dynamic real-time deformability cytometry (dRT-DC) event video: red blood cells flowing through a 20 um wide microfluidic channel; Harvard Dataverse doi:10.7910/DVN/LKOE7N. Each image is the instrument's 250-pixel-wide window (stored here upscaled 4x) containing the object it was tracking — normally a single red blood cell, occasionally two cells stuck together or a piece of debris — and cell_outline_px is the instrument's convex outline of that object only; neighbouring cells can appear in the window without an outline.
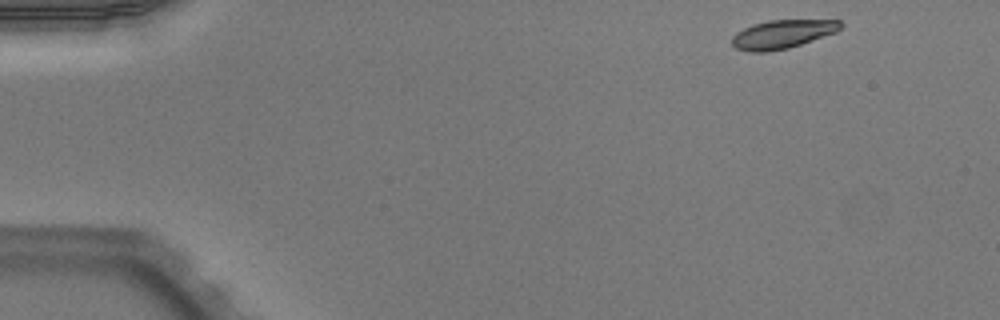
{"species": "Egyptian fruit bat (a non-hibernating species)", "species_latin": "Rousettus aegyptiacus", "temperature_condition": "warm", "stored_images_in_passage": 47, "camera_frame_rate_fps": 3000, "um_per_image_px": 0.085, "animal": {"sex": "male"}, "frame": {"image": 1, "passage_image": 1, "time_ms": 0.0, "image_size_px": [1000, 320], "cell_outline_px": [[844, 24], [836, 32], [788, 48], [768, 52], [748, 52], [736, 48], [732, 44], [732, 36], [736, 32], [752, 24], [768, 20], [840, 20]], "centroid_in_image_um": [66.48, 2.9], "position_along_channel_um": 18.5, "area_um2": 18.09}}
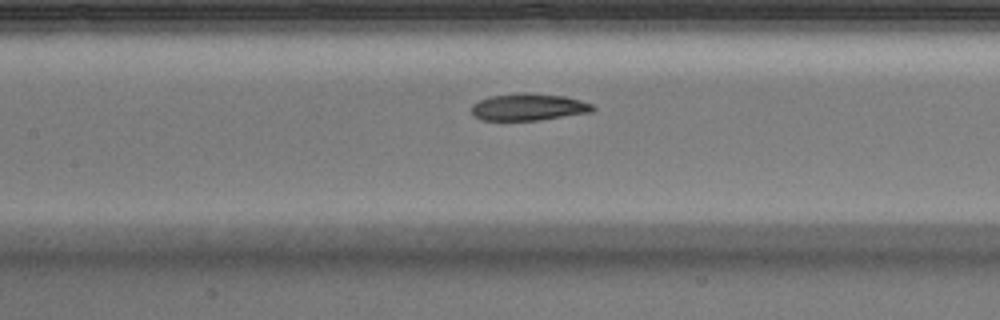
{"frame": {"image": 2, "passage_image": 20, "time_ms": 6.333, "image_size_px": [1000, 320], "cell_outline_px": [[596, 108], [592, 112], [540, 120], [480, 120], [472, 112], [472, 104], [480, 100], [492, 96], [516, 92], [528, 92], [564, 96], [580, 100], [592, 104]], "centroid_in_image_um": [44.95, 9.09], "position_along_channel_um": 162.5, "area_um2": 19.13}}
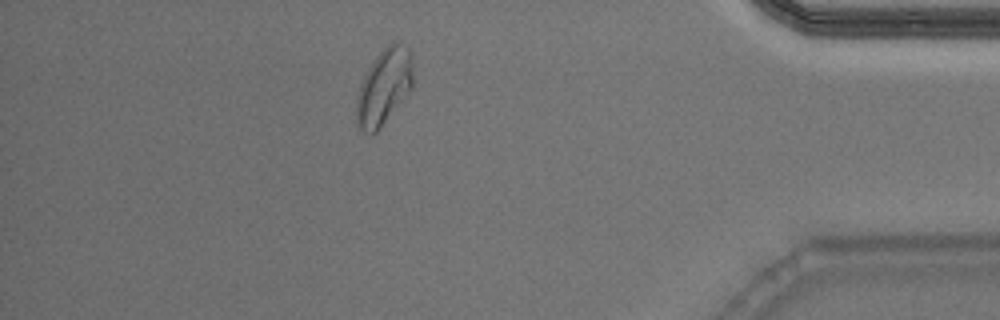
{"frame": {"image": 3, "passage_image": 41, "time_ms": 13.333, "image_size_px": [1000, 320], "cell_outline_px": [[412, 88], [380, 128], [376, 132], [364, 132], [356, 124], [356, 96], [360, 84], [368, 68], [376, 56], [392, 40], [400, 40], [408, 44], [412, 52]], "centroid_in_image_um": [32.66, 7.31], "position_along_channel_um": 402.5, "area_um2": 25.32}, "authors_computed_cell_mechanics": {"area_um2": 19.5364, "velocity_mm_per_s": 3.9602, "shape_relaxation_time_tau1_ms": 4.601, "shape_relaxation_time_tau2_ms": 1.8199, "deformation_change_tau1": 0.1748, "deformation_change_tau2": 0.0587}}